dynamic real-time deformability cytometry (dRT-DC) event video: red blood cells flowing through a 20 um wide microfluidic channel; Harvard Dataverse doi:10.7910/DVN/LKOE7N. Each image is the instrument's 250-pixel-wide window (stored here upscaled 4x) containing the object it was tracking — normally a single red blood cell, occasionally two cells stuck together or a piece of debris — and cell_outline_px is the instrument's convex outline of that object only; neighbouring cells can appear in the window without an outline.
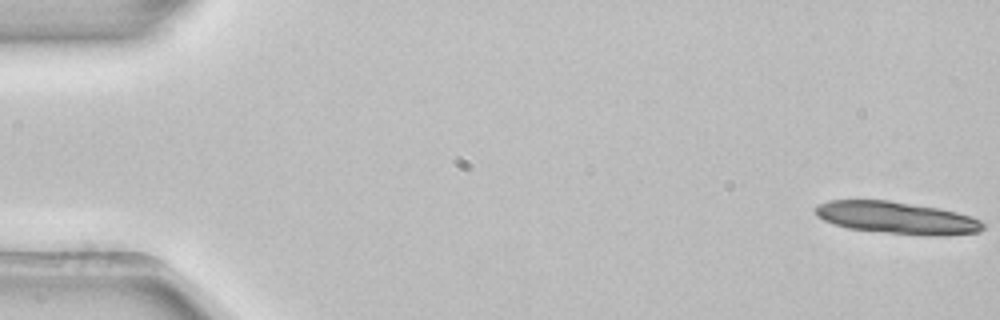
{"species": "common noctule bat (a hibernating species)", "species_latin": "Nyctalus noctula", "temperature_condition": "room temperature", "stored_images_in_passage": 6, "camera_frame_rate_fps": 3000, "um_per_image_px": 0.085, "animal": {"sex": "female", "body_mass_g": 22.7, "forearm_length_mm": 54.2}, "frame": {"image": 1, "passage_image": 1, "time_ms": 0.0, "image_size_px": [1000, 320], "cell_outline_px": [[984, 228], [980, 232], [940, 236], [928, 236], [848, 228], [824, 220], [816, 216], [816, 208], [820, 204], [828, 200], [888, 200], [940, 208], [972, 216], [980, 220], [984, 224]], "centroid_in_image_um": [76.29, 18.51], "position_along_channel_um": 8.7, "area_um2": 31.27}}